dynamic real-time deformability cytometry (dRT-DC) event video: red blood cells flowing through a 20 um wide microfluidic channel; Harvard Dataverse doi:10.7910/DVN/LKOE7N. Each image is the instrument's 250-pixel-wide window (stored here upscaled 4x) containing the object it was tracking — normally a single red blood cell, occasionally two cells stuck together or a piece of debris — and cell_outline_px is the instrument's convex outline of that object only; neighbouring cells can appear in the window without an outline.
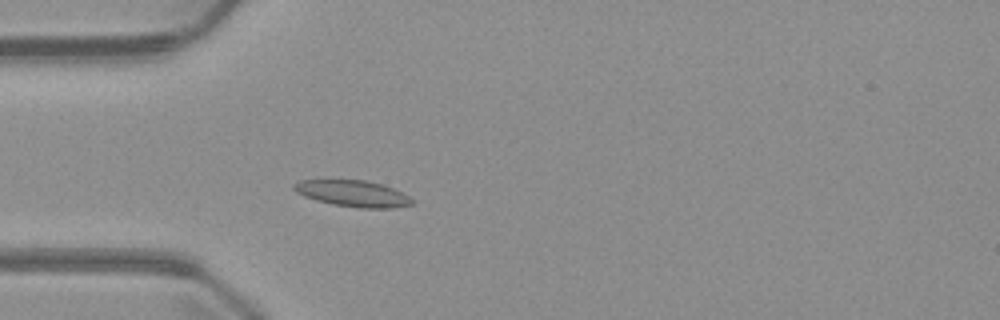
{"species": "common noctule bat (a hibernating species)", "species_latin": "Nyctalus noctula", "temperature_condition": "warm", "stored_images_in_passage": 4, "camera_frame_rate_fps": 3000, "um_per_image_px": 0.085, "animal": {"sex": "male", "body_mass_g": 23.1, "forearm_length_mm": 52.7}, "frame": {"image": 1, "passage_image": 4, "time_ms": 3.667, "image_size_px": [1000, 320], "cell_outline_px": [[412, 204], [392, 208], [360, 208], [332, 204], [316, 200], [304, 196], [296, 192], [292, 188], [292, 184], [300, 180], [368, 180], [392, 188], [408, 196], [412, 200]], "centroid_in_image_um": [29.94, 16.44], "position_along_channel_um": 55.1, "area_um2": 17.98}}